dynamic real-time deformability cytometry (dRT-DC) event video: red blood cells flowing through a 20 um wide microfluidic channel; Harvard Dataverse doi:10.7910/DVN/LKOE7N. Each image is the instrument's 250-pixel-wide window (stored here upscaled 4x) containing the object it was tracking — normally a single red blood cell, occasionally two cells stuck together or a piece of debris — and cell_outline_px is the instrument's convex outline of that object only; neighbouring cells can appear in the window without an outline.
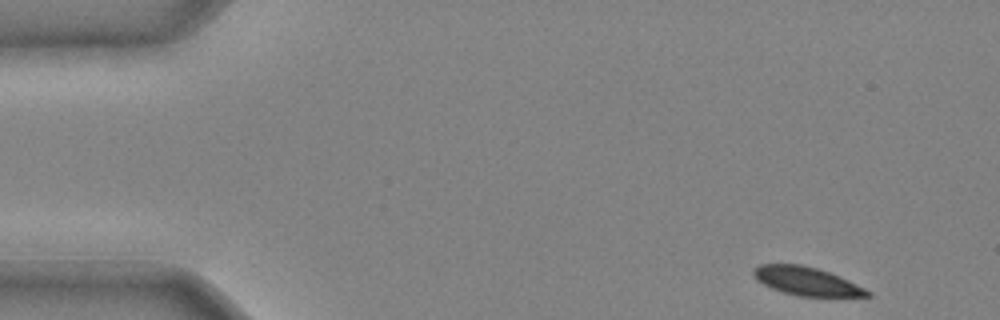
{"species": "common noctule bat (a hibernating species)", "species_latin": "Nyctalus noctula", "temperature_condition": "cold", "stored_images_in_passage": 40, "camera_frame_rate_fps": 3000, "um_per_image_px": 0.085, "animal": {"sex": "male", "body_mass_g": 20.4}, "frame": {"image": 1, "passage_image": 1, "time_ms": 0.0, "image_size_px": [1000, 320], "cell_outline_px": [[872, 296], [800, 296], [784, 292], [772, 288], [756, 280], [752, 272], [752, 268], [760, 264], [800, 264], [816, 268], [840, 276], [872, 292]], "centroid_in_image_um": [68.53, 23.89], "position_along_channel_um": 16.5, "area_um2": 18.67}}
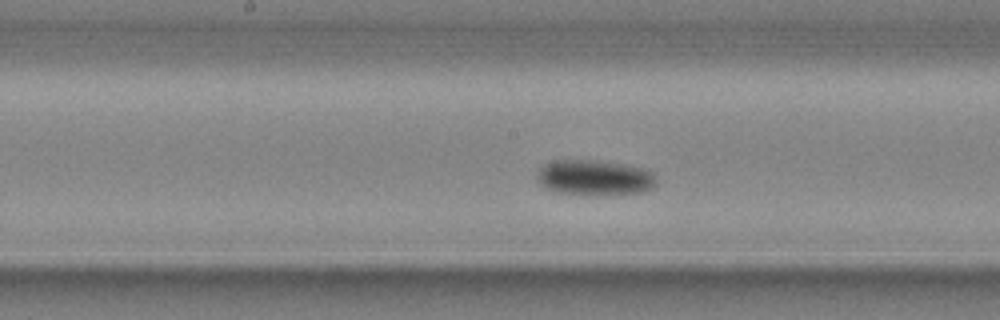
{"frame": {"image": 2, "passage_image": 20, "time_ms": 6.333, "image_size_px": [1000, 320], "cell_outline_px": [[656, 184], [652, 188], [640, 192], [556, 192], [540, 184], [536, 176], [540, 168], [544, 164], [552, 160], [596, 160], [624, 164], [648, 168], [656, 176]], "centroid_in_image_um": [50.55, 15.03], "position_along_channel_um": 197.6, "area_um2": 23.81}}
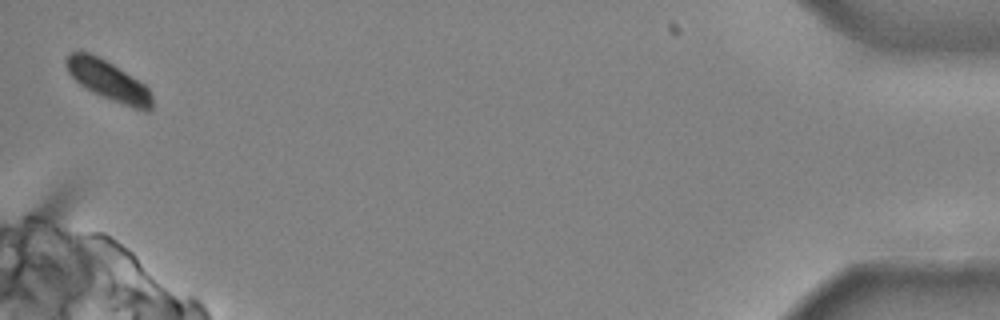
{"frame": {"image": 3, "passage_image": 40, "time_ms": 13.0, "image_size_px": [1000, 320], "cell_outline_px": [[152, 108], [148, 112], [144, 112], [112, 100], [92, 92], [80, 84], [68, 72], [64, 60], [68, 52], [88, 52], [100, 56], [144, 84], [148, 88], [152, 96]], "centroid_in_image_um": [9.2, 6.84], "position_along_channel_um": 426.0, "area_um2": 19.88}}